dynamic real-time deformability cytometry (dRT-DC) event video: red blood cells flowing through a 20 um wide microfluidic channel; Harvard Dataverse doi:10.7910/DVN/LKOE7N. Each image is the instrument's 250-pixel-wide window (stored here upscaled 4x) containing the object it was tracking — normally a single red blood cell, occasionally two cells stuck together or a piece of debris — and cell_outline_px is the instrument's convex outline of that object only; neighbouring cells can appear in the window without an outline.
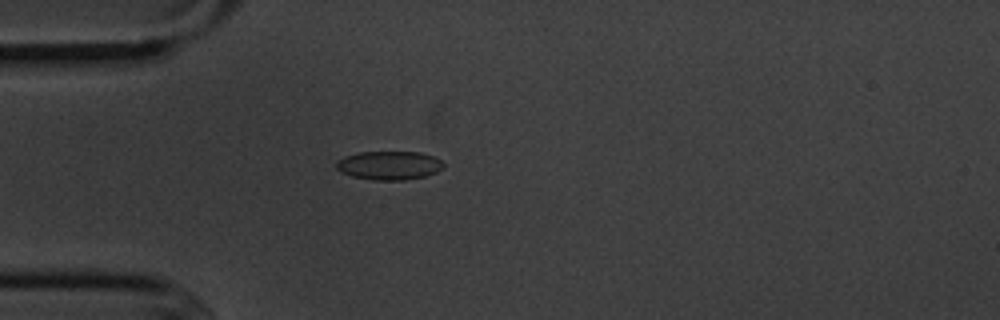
{"species": "common noctule bat (a hibernating species)", "species_latin": "Nyctalus noctula", "temperature_condition": "cold", "stored_images_in_passage": 56, "camera_frame_rate_fps": 3000, "um_per_image_px": 0.085, "animal": {"sex": "male", "body_mass_g": 20.1, "forearm_length_mm": 53.5}, "frame": {"image": 1, "passage_image": 16, "time_ms": 5.0, "image_size_px": [1000, 320], "cell_outline_px": [[444, 168], [436, 172], [424, 176], [404, 180], [372, 180], [352, 176], [340, 172], [336, 168], [336, 160], [344, 156], [360, 152], [420, 152], [432, 156], [440, 160], [444, 164]], "centroid_in_image_um": [33.05, 14.06], "position_along_channel_um": 52.0, "area_um2": 17.98}}
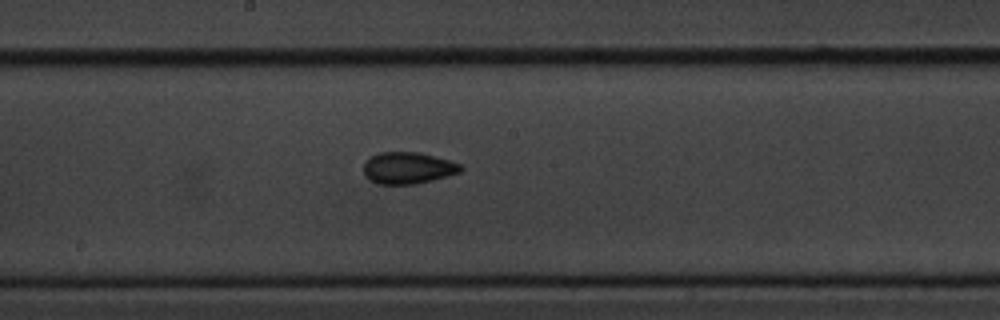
{"frame": {"image": 2, "passage_image": 30, "time_ms": 9.667, "image_size_px": [1000, 320], "cell_outline_px": [[464, 168], [460, 172], [448, 176], [416, 184], [376, 184], [364, 176], [364, 164], [372, 156], [380, 152], [420, 152], [448, 160], [460, 164]], "centroid_in_image_um": [34.68, 14.28], "position_along_channel_um": 213.5, "area_um2": 17.92}}
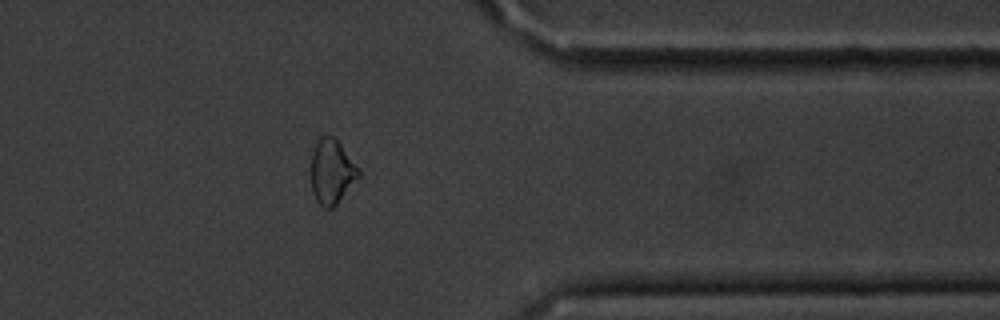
{"frame": {"image": 3, "passage_image": 45, "time_ms": 14.667, "image_size_px": [1000, 320], "cell_outline_px": [[360, 176], [336, 204], [332, 208], [324, 208], [316, 200], [312, 192], [312, 152], [316, 140], [320, 136], [332, 136], [340, 144], [360, 172]], "centroid_in_image_um": [28.17, 14.59], "position_along_channel_um": 383.2, "area_um2": 17.46}, "authors_computed_cell_mechanics": {"area_um2": 17.918, "velocity_mm_per_s": 3.6275, "shape_relaxation_time_tau1_ms": 4.304, "shape_relaxation_time_tau2_ms": 2.566, "deformation_change_tau1": 0.0759, "deformation_change_tau2": 0.0723}}